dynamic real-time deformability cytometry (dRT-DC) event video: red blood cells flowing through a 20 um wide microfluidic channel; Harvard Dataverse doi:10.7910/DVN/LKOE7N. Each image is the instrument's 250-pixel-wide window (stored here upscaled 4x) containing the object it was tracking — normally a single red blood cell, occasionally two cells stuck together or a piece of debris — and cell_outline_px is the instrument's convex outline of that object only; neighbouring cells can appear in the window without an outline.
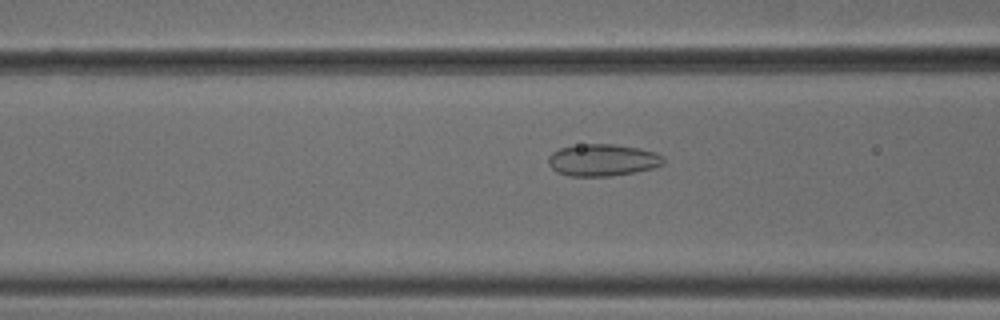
{"species": "common noctule bat (a hibernating species)", "species_latin": "Nyctalus noctula", "temperature_condition": "cold", "stored_images_in_passage": 35, "camera_frame_rate_fps": 3000, "um_per_image_px": 0.085, "animal": {"sex": "male", "body_mass_g": 18.8}, "frame": {"image": 1, "passage_image": 4, "time_ms": 1.0, "image_size_px": [1000, 320], "cell_outline_px": [[664, 164], [652, 168], [632, 172], [608, 176], [568, 176], [556, 172], [548, 164], [548, 156], [552, 152], [560, 148], [580, 144], [612, 144], [640, 148], [656, 152], [664, 156]], "centroid_in_image_um": [51.21, 13.6], "position_along_channel_um": 115.4, "area_um2": 21.5}}
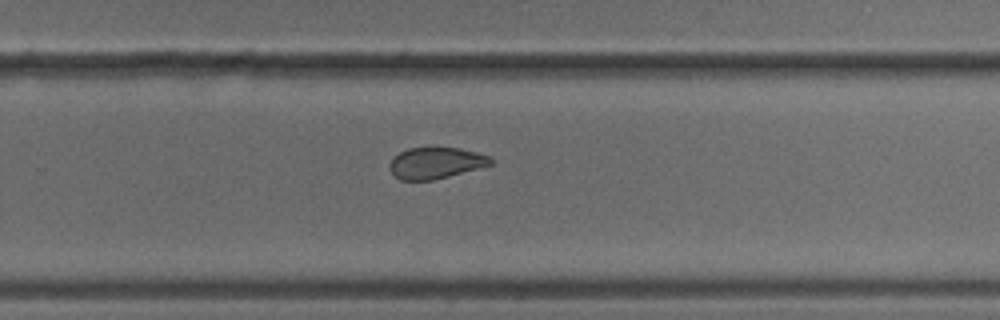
{"frame": {"image": 2, "passage_image": 18, "time_ms": 5.667, "image_size_px": [1000, 320], "cell_outline_px": [[496, 160], [492, 164], [448, 176], [432, 180], [400, 180], [388, 168], [388, 164], [400, 152], [408, 148], [460, 148], [476, 152], [488, 156]], "centroid_in_image_um": [37.04, 13.85], "position_along_channel_um": 292.8, "area_um2": 18.21}}
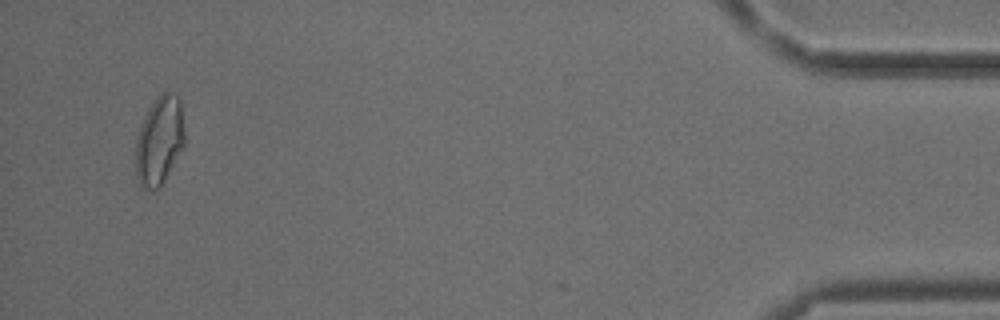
{"frame": {"image": 3, "passage_image": 34, "time_ms": 11.0, "image_size_px": [1000, 320], "cell_outline_px": [[184, 144], [164, 180], [152, 192], [140, 184], [136, 176], [136, 136], [144, 116], [148, 108], [156, 96], [160, 92], [172, 92], [180, 96], [184, 132]], "centroid_in_image_um": [13.54, 11.88], "position_along_channel_um": 421.7, "area_um2": 25.2}}